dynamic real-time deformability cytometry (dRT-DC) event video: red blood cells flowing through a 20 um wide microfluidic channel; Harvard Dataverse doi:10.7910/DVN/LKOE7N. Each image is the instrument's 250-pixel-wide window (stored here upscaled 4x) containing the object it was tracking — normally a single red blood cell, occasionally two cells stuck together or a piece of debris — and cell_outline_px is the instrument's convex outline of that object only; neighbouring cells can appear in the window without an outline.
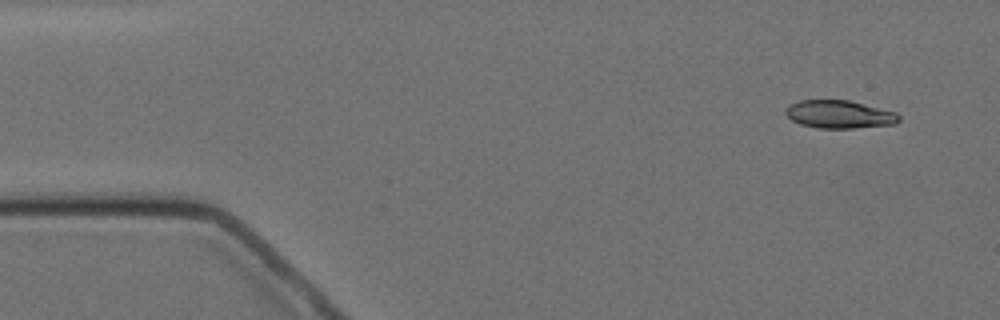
{"species": "Egyptian fruit bat (a non-hibernating species)", "species_latin": "Rousettus aegyptiacus", "temperature_condition": "cold", "stored_images_in_passage": 10, "camera_frame_rate_fps": 3000, "um_per_image_px": 0.085, "animal": {"sex": "female"}, "frame": {"image": 1, "passage_image": 1, "time_ms": 0.0, "image_size_px": [1000, 320], "cell_outline_px": [[900, 120], [896, 124], [856, 128], [816, 128], [800, 124], [792, 120], [784, 112], [792, 104], [800, 100], [848, 100], [896, 112], [900, 116]], "centroid_in_image_um": [71.38, 9.73], "position_along_channel_um": 13.6, "area_um2": 18.38}}
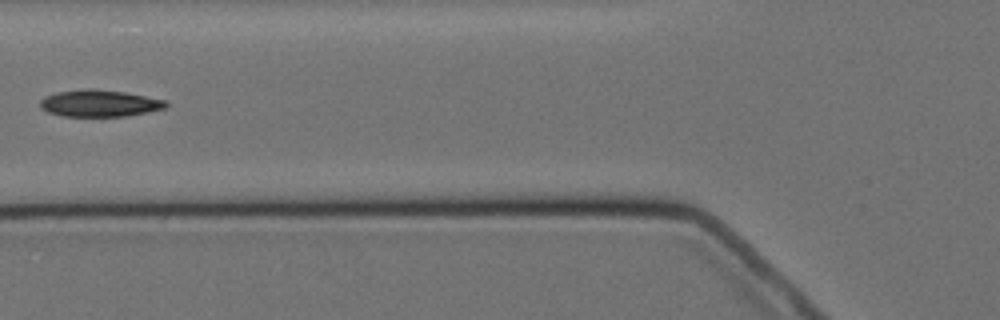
{"frame": {"image": 2, "passage_image": 6, "time_ms": 5.667, "image_size_px": [1000, 320], "cell_outline_px": [[168, 108], [128, 116], [60, 116], [48, 112], [40, 108], [40, 100], [44, 96], [56, 92], [88, 88], [92, 88], [124, 92], [168, 100]], "centroid_in_image_um": [8.48, 8.78], "position_along_channel_um": 117.3, "area_um2": 19.94}}
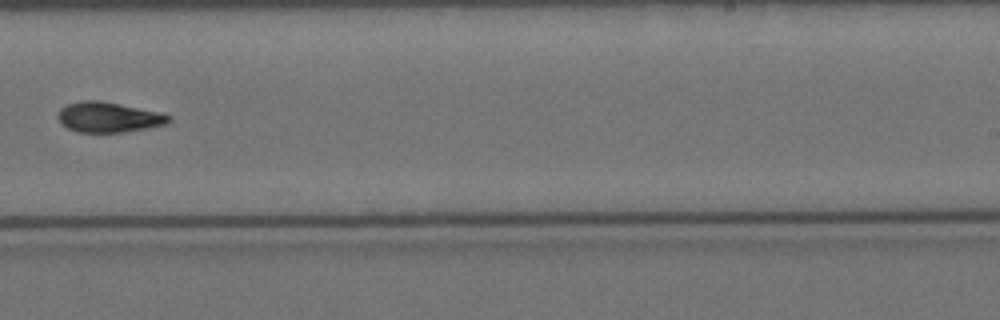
{"frame": {"image": 3, "passage_image": 10, "time_ms": 10.333, "image_size_px": [1000, 320], "cell_outline_px": [[172, 120], [168, 124], [148, 128], [124, 132], [76, 132], [68, 128], [56, 116], [60, 108], [68, 104], [80, 100], [100, 100], [120, 104], [156, 112], [172, 116]], "centroid_in_image_um": [9.23, 9.96], "position_along_channel_um": 279.8, "area_um2": 19.48}}